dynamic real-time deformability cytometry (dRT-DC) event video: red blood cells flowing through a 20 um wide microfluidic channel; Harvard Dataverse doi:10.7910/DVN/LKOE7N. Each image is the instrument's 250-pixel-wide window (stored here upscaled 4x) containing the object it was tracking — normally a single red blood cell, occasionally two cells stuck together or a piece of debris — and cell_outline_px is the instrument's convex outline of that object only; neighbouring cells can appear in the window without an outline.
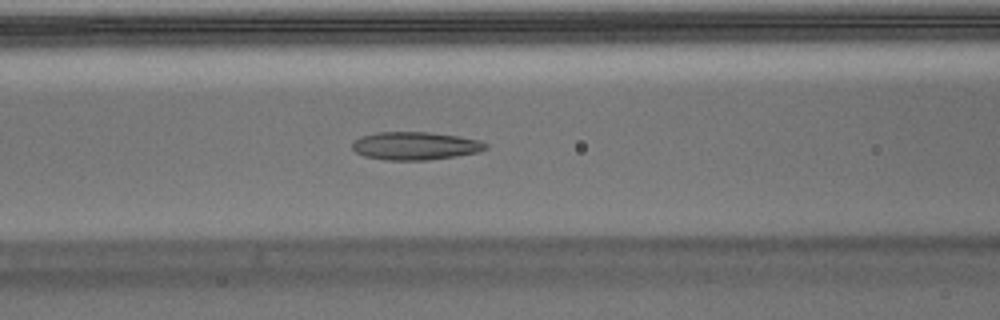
{"species": "Egyptian fruit bat (a non-hibernating species)", "species_latin": "Rousettus aegyptiacus", "temperature_condition": "warm", "stored_images_in_passage": 34, "camera_frame_rate_fps": 3000, "um_per_image_px": 0.085, "animal": {"sex": "male"}, "frame": {"image": 1, "passage_image": 10, "time_ms": 3.0, "image_size_px": [1000, 320], "cell_outline_px": [[488, 148], [476, 152], [428, 160], [384, 160], [364, 156], [356, 152], [352, 148], [352, 144], [360, 136], [376, 132], [428, 132], [456, 136], [480, 140], [488, 144]], "centroid_in_image_um": [35.26, 12.39], "position_along_channel_um": 131.3, "area_um2": 21.62}, "authors_computed_cell_mechanics": {"area_um2": 21.7328, "velocity_mm_per_s": 3.7377, "shape_relaxation_time_tau1_ms": null, "shape_relaxation_time_tau2_ms": 2.4701, "deformation_change_tau1": null, "deformation_change_tau2": 0.1082}}